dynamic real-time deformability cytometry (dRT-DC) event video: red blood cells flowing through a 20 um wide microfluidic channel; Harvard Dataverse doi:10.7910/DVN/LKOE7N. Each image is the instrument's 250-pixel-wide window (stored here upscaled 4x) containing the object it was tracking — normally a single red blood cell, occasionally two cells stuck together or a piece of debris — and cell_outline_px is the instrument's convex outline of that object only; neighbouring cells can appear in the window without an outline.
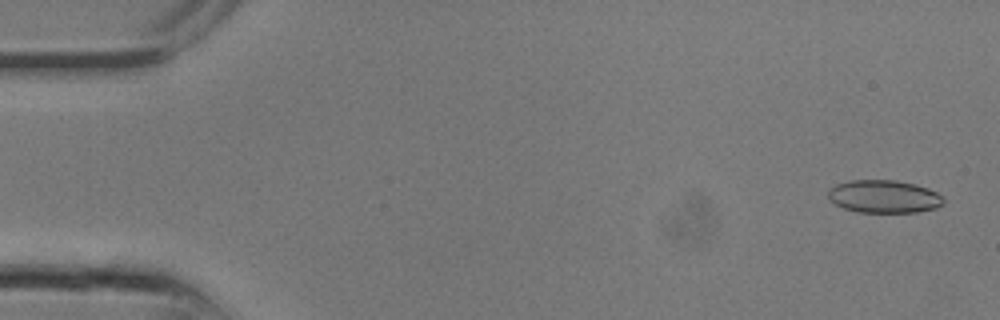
{"species": "common noctule bat (a hibernating species)", "species_latin": "Nyctalus noctula", "temperature_condition": "room temperature", "stored_images_in_passage": 25, "camera_frame_rate_fps": 3000, "um_per_image_px": 0.085, "animal": {"sex": "male", "body_mass_g": 13.3}, "frame": {"image": 1, "passage_image": 1, "time_ms": 0.0, "image_size_px": [1000, 320], "cell_outline_px": [[944, 204], [936, 208], [916, 212], [856, 212], [844, 208], [828, 200], [828, 188], [836, 184], [848, 180], [896, 180], [916, 184], [928, 188], [944, 196]], "centroid_in_image_um": [75.13, 16.7], "position_along_channel_um": 9.9, "area_um2": 22.37}}
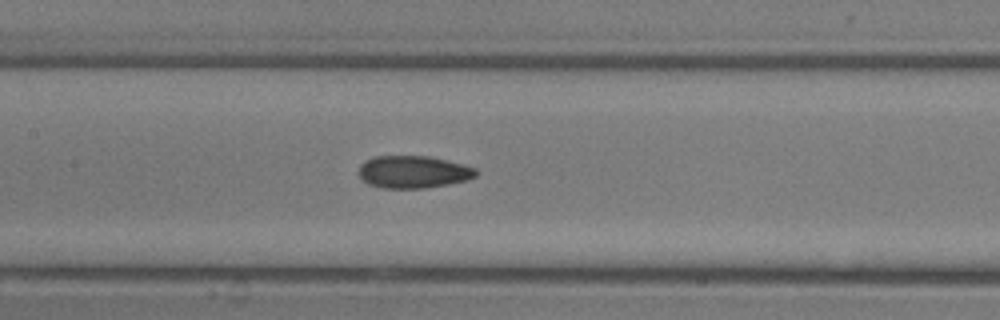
{"frame": {"image": 2, "passage_image": 12, "time_ms": 3.667, "image_size_px": [1000, 320], "cell_outline_px": [[476, 176], [468, 180], [448, 184], [424, 188], [380, 188], [368, 184], [360, 176], [360, 164], [364, 160], [376, 156], [428, 156], [476, 168]], "centroid_in_image_um": [35.1, 14.62], "position_along_channel_um": 172.3, "area_um2": 21.96}}
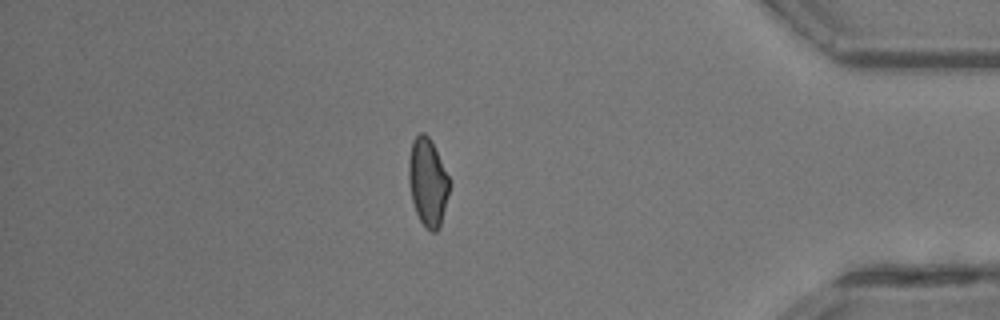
{"frame": {"image": 3, "passage_image": 22, "time_ms": 7.0, "image_size_px": [1000, 320], "cell_outline_px": [[452, 184], [440, 228], [436, 232], [432, 232], [420, 220], [416, 212], [412, 200], [408, 180], [408, 164], [412, 144], [416, 136], [420, 132], [424, 132], [432, 140]], "centroid_in_image_um": [36.39, 15.49], "position_along_channel_um": 398.8, "area_um2": 21.04}}